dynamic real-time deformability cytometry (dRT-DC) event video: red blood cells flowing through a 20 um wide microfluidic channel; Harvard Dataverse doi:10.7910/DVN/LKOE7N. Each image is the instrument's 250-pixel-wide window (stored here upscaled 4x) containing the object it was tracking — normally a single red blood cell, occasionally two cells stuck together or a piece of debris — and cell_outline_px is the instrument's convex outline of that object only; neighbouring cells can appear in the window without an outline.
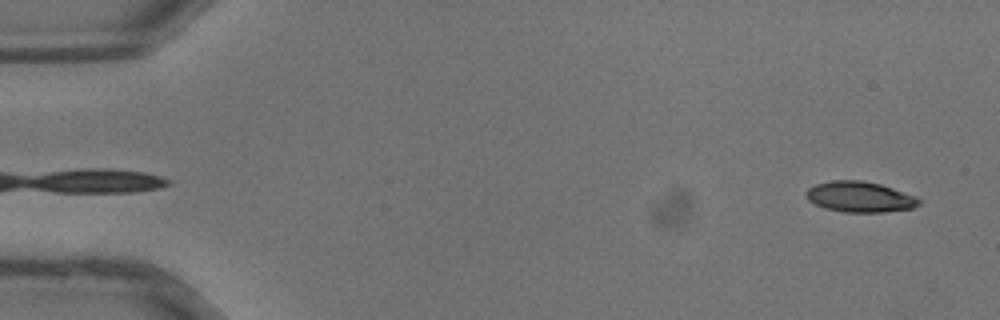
{"species": "common noctule bat (a hibernating species)", "species_latin": "Nyctalus noctula", "temperature_condition": "warm", "stored_images_in_passage": 34, "camera_frame_rate_fps": 3000, "um_per_image_px": 0.085, "animal": {"sex": "male", "body_mass_g": 13.3}, "frame": {"image": 1, "passage_image": 1, "time_ms": 0.0, "image_size_px": [1000, 320], "cell_outline_px": [[920, 204], [912, 208], [884, 212], [844, 212], [824, 208], [808, 200], [804, 196], [804, 192], [808, 188], [816, 184], [832, 180], [860, 180], [880, 184], [916, 196], [920, 200]], "centroid_in_image_um": [73.05, 16.73], "position_along_channel_um": 11.9, "area_um2": 20.17}}
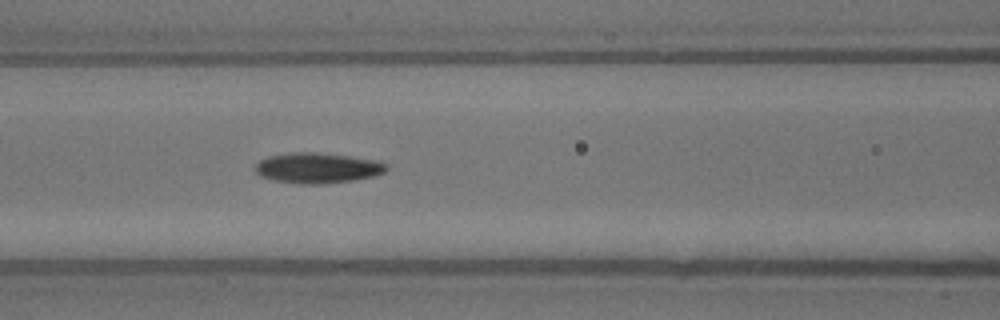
{"frame": {"image": 2, "passage_image": 15, "time_ms": 4.667, "image_size_px": [1000, 320], "cell_outline_px": [[388, 168], [384, 172], [372, 176], [352, 180], [324, 184], [304, 184], [276, 180], [260, 176], [256, 172], [256, 164], [260, 160], [268, 156], [292, 152], [316, 152], [380, 160], [388, 164]], "centroid_in_image_um": [27.02, 14.26], "position_along_channel_um": 139.6, "area_um2": 23.18}}
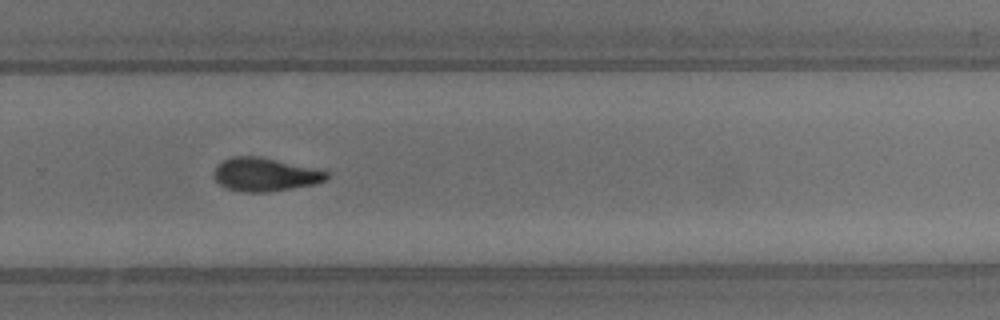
{"frame": {"image": 3, "passage_image": 24, "time_ms": 7.667, "image_size_px": [1000, 320], "cell_outline_px": [[328, 180], [316, 184], [268, 192], [240, 192], [228, 188], [220, 184], [212, 176], [212, 172], [216, 164], [232, 156], [260, 156], [312, 168], [328, 172]], "centroid_in_image_um": [22.48, 14.84], "position_along_channel_um": 307.3, "area_um2": 22.02}}